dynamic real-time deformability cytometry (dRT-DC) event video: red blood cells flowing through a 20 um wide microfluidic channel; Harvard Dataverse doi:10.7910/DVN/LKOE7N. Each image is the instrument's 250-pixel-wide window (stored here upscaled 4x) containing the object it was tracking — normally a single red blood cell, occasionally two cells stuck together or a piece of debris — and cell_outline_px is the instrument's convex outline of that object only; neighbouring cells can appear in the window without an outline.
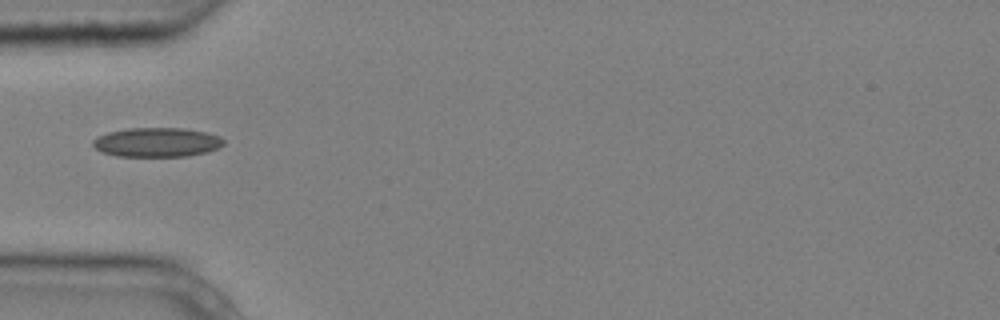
{"species": "common noctule bat (a hibernating species)", "species_latin": "Nyctalus noctula", "temperature_condition": "cold", "stored_images_in_passage": 4, "camera_frame_rate_fps": 3000, "um_per_image_px": 0.085, "animal": {"sex": "male", "body_mass_g": 20.4}, "frame": {"image": 1, "passage_image": 4, "time_ms": 1.0, "image_size_px": [1000, 320], "cell_outline_px": [[224, 144], [220, 148], [208, 152], [188, 156], [116, 156], [104, 152], [96, 148], [92, 144], [92, 140], [96, 136], [108, 132], [128, 128], [184, 128], [204, 132], [220, 136], [224, 140]], "centroid_in_image_um": [13.35, 12.09], "position_along_channel_um": 71.6, "area_um2": 22.43}}